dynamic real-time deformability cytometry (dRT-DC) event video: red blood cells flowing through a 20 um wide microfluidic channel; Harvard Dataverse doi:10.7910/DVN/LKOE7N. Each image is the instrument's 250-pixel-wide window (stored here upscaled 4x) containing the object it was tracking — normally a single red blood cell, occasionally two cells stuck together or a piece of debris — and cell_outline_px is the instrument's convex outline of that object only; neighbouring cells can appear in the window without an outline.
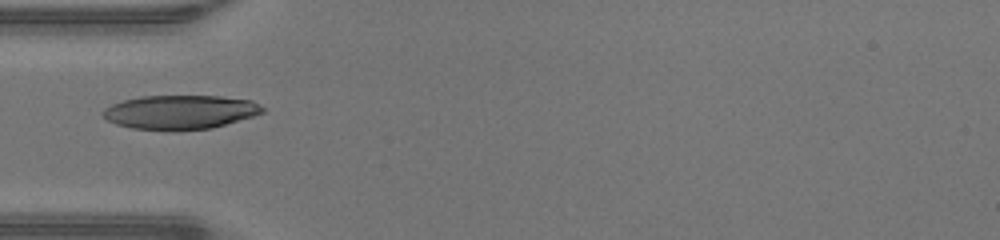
{"species": "human", "species_latin": "Homo sapiens", "temperature_condition": "warm", "stored_images_in_passage": 33, "camera_frame_rate_fps": 3000, "um_per_image_px": 0.085, "donor": {"sex": "male"}, "frame": {"image": 1, "passage_image": 1, "time_ms": 0.0, "image_size_px": [1000, 240], "cell_outline_px": [[264, 112], [252, 116], [212, 128], [132, 128], [116, 124], [100, 116], [100, 112], [104, 108], [112, 104], [124, 100], [140, 96], [220, 96], [252, 100], [260, 104], [264, 108]], "centroid_in_image_um": [15.3, 9.49], "position_along_channel_um": 69.7, "area_um2": 30.98}}
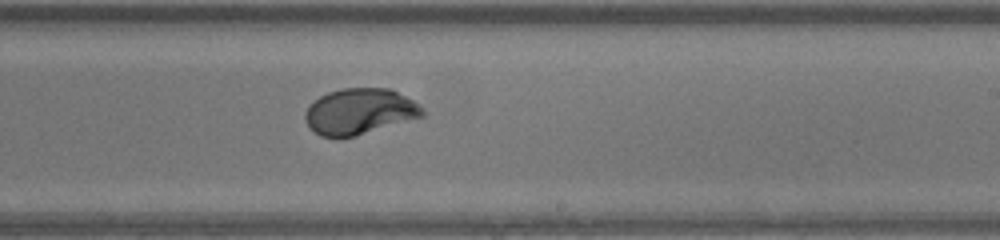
{"frame": {"image": 2, "passage_image": 14, "time_ms": 4.333, "image_size_px": [1000, 240], "cell_outline_px": [[424, 116], [356, 136], [320, 136], [304, 120], [304, 112], [320, 96], [328, 92], [340, 88], [392, 88], [412, 100], [424, 112]], "centroid_in_image_um": [30.57, 9.46], "position_along_channel_um": 258.4, "area_um2": 30.98}}
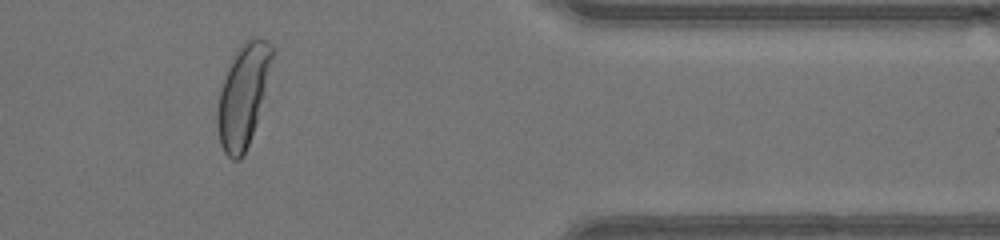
{"frame": {"image": 3, "passage_image": 25, "time_ms": 8.0, "image_size_px": [1000, 240], "cell_outline_px": [[276, 48], [256, 124], [248, 144], [240, 160], [232, 160], [224, 152], [220, 144], [216, 124], [216, 112], [220, 88], [228, 68], [236, 52], [244, 40], [252, 36], [256, 36], [268, 40]], "centroid_in_image_um": [20.67, 8.07], "position_along_channel_um": 390.7, "area_um2": 32.77}}